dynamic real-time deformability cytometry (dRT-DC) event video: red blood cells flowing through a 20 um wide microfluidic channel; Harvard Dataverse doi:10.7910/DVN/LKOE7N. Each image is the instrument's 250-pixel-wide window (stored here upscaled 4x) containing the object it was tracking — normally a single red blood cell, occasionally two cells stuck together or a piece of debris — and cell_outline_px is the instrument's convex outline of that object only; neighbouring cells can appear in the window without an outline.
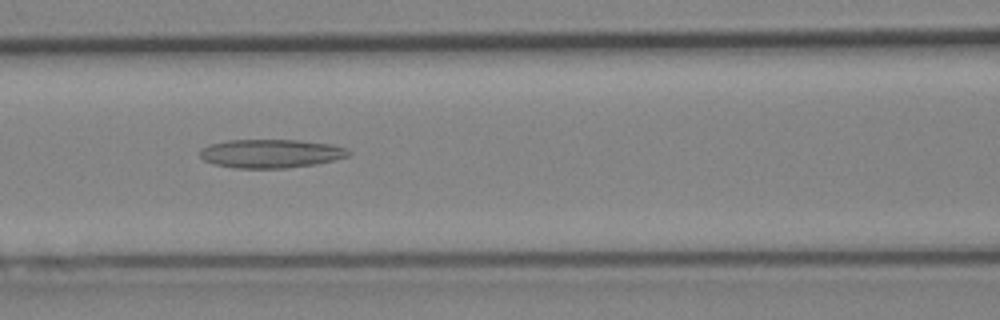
{"species": "Egyptian fruit bat (a non-hibernating species)", "species_latin": "Rousettus aegyptiacus", "temperature_condition": "cold", "stored_images_in_passage": 50, "camera_frame_rate_fps": 3000, "um_per_image_px": 0.085, "animal": {"sex": "female"}, "frame": {"image": 1, "passage_image": 22, "time_ms": 7.0, "image_size_px": [1000, 320], "cell_outline_px": [[352, 152], [348, 156], [336, 160], [316, 164], [288, 168], [232, 168], [212, 164], [204, 160], [200, 156], [200, 148], [208, 144], [228, 140], [300, 140], [332, 144], [348, 148]], "centroid_in_image_um": [23.03, 13.05], "position_along_channel_um": 143.6, "area_um2": 25.2}}
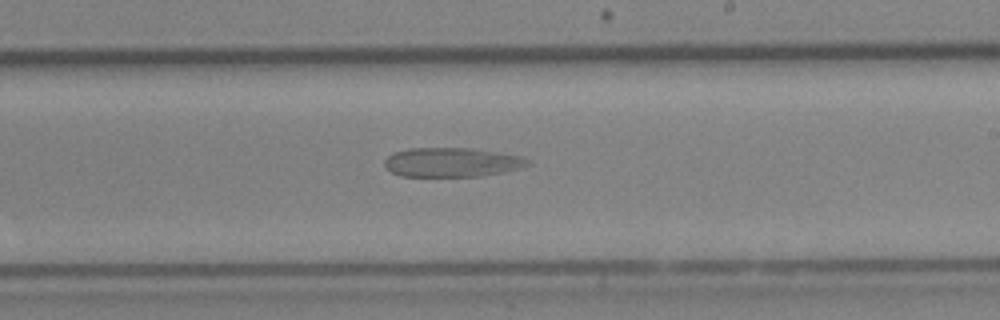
{"frame": {"image": 2, "passage_image": 30, "time_ms": 9.667, "image_size_px": [1000, 320], "cell_outline_px": [[532, 164], [520, 168], [504, 172], [480, 176], [400, 176], [384, 168], [384, 160], [392, 152], [408, 148], [468, 148], [520, 156], [532, 160]], "centroid_in_image_um": [38.38, 13.8], "position_along_channel_um": 250.6, "area_um2": 24.51}}
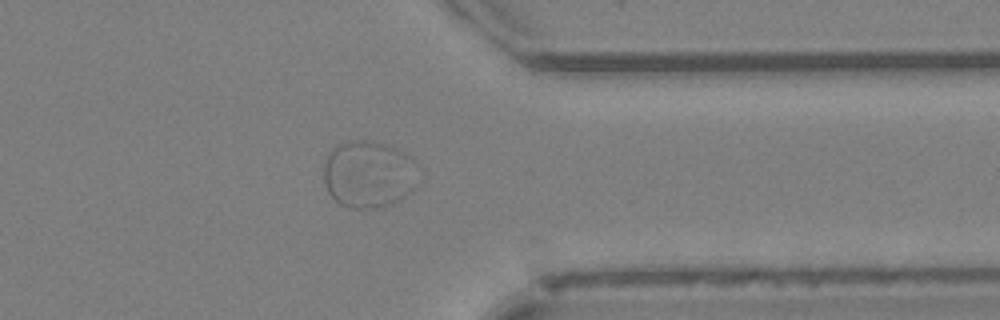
{"frame": {"image": 3, "passage_image": 40, "time_ms": 13.0, "image_size_px": [1000, 320], "cell_outline_px": [[420, 184], [412, 192], [400, 200], [384, 208], [348, 208], [340, 204], [328, 192], [324, 184], [324, 164], [328, 152], [336, 144], [348, 140], [372, 140], [396, 148], [404, 152], [412, 160]], "centroid_in_image_um": [31.33, 14.82], "position_along_channel_um": 380.1, "area_um2": 37.74}}